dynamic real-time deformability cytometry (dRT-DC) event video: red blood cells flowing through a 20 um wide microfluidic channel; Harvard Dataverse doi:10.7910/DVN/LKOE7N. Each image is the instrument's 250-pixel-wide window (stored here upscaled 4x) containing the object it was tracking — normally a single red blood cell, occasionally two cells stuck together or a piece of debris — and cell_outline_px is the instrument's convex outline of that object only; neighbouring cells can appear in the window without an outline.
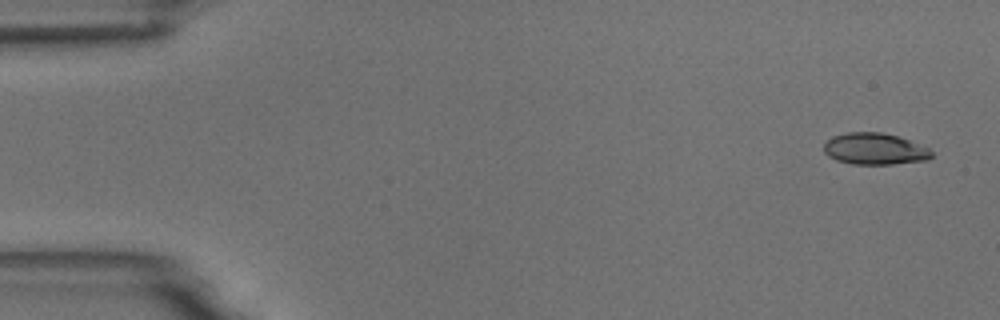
{"species": "common noctule bat (a hibernating species)", "species_latin": "Nyctalus noctula", "temperature_condition": "room temperature", "stored_images_in_passage": 4, "camera_frame_rate_fps": 3000, "um_per_image_px": 0.085, "animal": {"sex": "male", "body_mass_g": 18.8}, "frame": {"image": 1, "passage_image": 1, "time_ms": 0.0, "image_size_px": [1000, 320], "cell_outline_px": [[932, 156], [928, 160], [892, 164], [852, 164], [836, 160], [828, 156], [824, 152], [824, 144], [832, 136], [848, 132], [880, 132], [896, 136], [908, 140], [928, 148], [932, 152]], "centroid_in_image_um": [74.33, 12.66], "position_along_channel_um": 10.7, "area_um2": 19.71}}
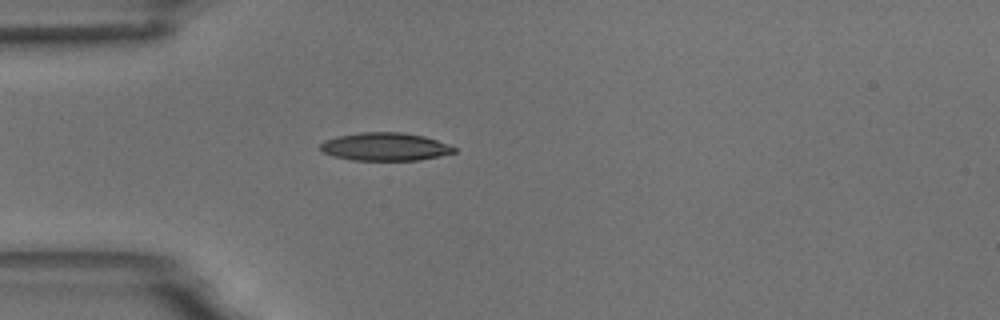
{"frame": {"image": 2, "passage_image": 4, "time_ms": 4.333, "image_size_px": [1000, 320], "cell_outline_px": [[456, 152], [440, 156], [420, 160], [352, 160], [332, 156], [324, 152], [320, 148], [320, 144], [324, 140], [336, 136], [360, 132], [400, 132], [424, 136], [448, 144], [456, 148]], "centroid_in_image_um": [32.72, 12.47], "position_along_channel_um": 52.3, "area_um2": 21.91}}